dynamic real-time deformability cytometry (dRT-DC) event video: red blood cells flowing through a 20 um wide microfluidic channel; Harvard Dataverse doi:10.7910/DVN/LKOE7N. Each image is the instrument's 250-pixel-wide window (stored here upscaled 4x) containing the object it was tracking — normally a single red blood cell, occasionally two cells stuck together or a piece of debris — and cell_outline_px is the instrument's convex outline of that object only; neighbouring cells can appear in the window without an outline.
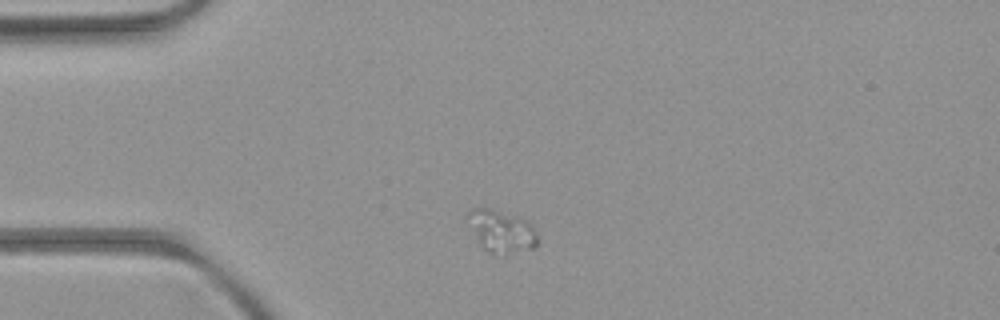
{"species": "common noctule bat (a hibernating species)", "species_latin": "Nyctalus noctula", "temperature_condition": "room temperature", "stored_images_in_passage": 3, "camera_frame_rate_fps": 3000, "um_per_image_px": 0.085, "animal": {"sex": "female", "body_mass_g": 21.9}, "frame": {"image": 1, "passage_image": 1, "time_ms": 0.0, "image_size_px": [1000, 320], "cell_outline_px": [[540, 240], [536, 248], [504, 256], [488, 252], [480, 244], [468, 216], [468, 212], [472, 208], [492, 208], [532, 220]], "centroid_in_image_um": [42.77, 19.67], "position_along_channel_um": 42.2, "area_um2": 17.69}}
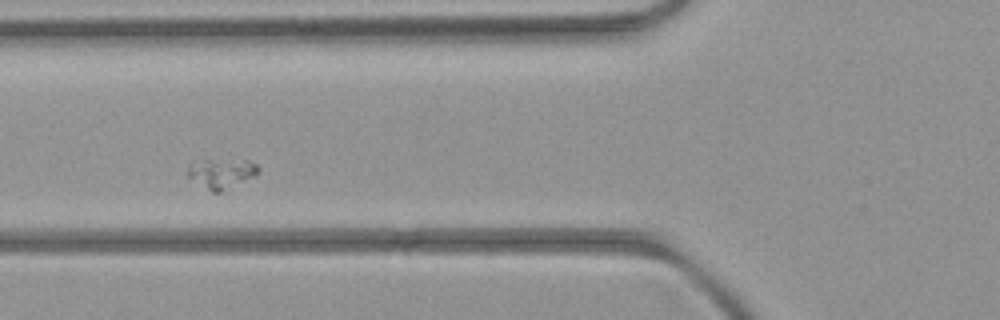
{"frame": {"image": 2, "passage_image": 3, "time_ms": 2.333, "image_size_px": [1000, 320], "cell_outline_px": [[260, 172], [256, 176], [220, 192], [212, 192], [188, 176], [184, 172], [188, 164], [204, 160], [248, 160], [256, 164], [260, 168]], "centroid_in_image_um": [18.84, 14.72], "position_along_channel_um": 107.0, "area_um2": 12.31}}